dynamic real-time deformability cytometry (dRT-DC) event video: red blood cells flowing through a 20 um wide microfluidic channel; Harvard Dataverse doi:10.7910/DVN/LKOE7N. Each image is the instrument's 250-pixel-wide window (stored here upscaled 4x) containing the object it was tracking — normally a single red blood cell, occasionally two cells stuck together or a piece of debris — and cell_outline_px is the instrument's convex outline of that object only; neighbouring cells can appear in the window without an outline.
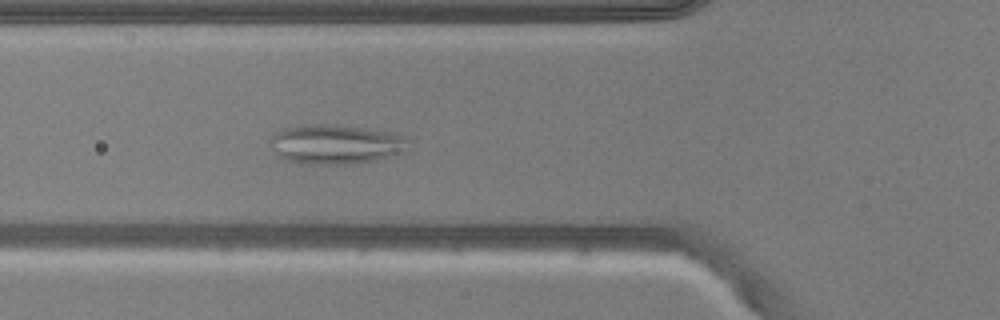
{"species": "common noctule bat (a hibernating species)", "species_latin": "Nyctalus noctula", "temperature_condition": "warm", "stored_images_in_passage": 47, "camera_frame_rate_fps": 3000, "um_per_image_px": 0.085, "animal": {"sex": "male", "body_mass_g": 20.5, "forearm_length_mm": 52.5}, "frame": {"image": 1, "passage_image": 14, "time_ms": 4.333, "image_size_px": [1000, 320], "cell_outline_px": [[408, 140], [404, 152], [376, 160], [348, 164], [316, 164], [288, 160], [280, 156], [268, 140], [276, 132], [284, 128], [316, 124], [336, 124], [396, 132], [408, 136]], "centroid_in_image_um": [28.61, 12.24], "position_along_channel_um": 97.2, "area_um2": 31.67}}
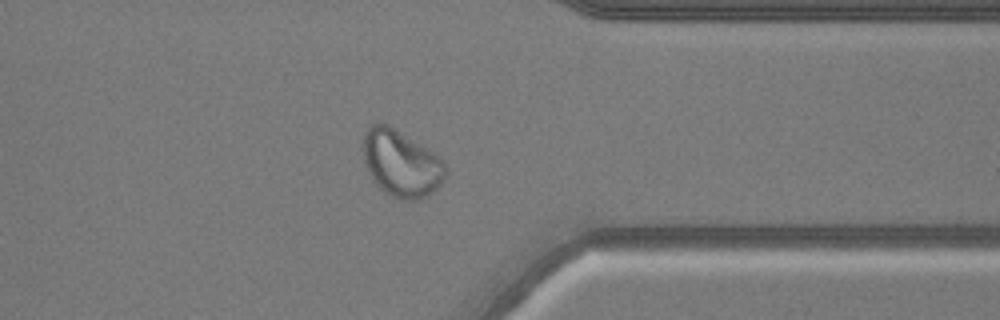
{"frame": {"image": 2, "passage_image": 36, "time_ms": 11.667, "image_size_px": [1000, 320], "cell_outline_px": [[448, 172], [444, 180], [428, 196], [416, 200], [400, 200], [384, 192], [372, 180], [368, 172], [364, 160], [364, 132], [368, 124], [388, 124], [420, 144], [444, 160], [448, 168]], "centroid_in_image_um": [34.12, 13.91], "position_along_channel_um": 377.3, "area_um2": 32.08}}
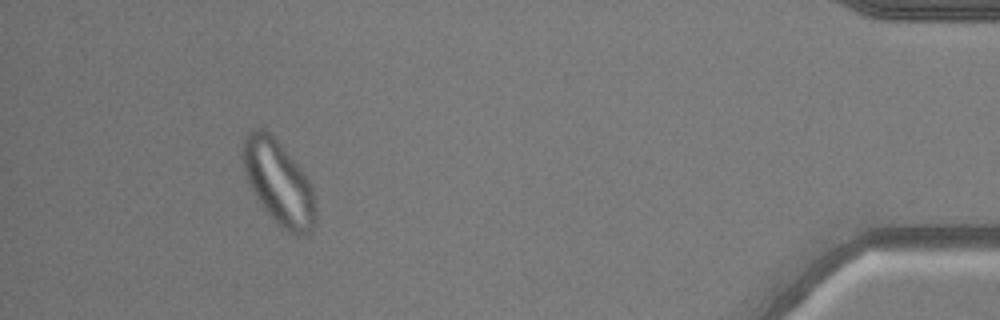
{"frame": {"image": 3, "passage_image": 43, "time_ms": 14.0, "image_size_px": [1000, 320], "cell_outline_px": [[316, 220], [312, 228], [304, 236], [296, 236], [288, 232], [264, 208], [256, 196], [248, 180], [244, 168], [244, 140], [248, 132], [260, 128], [264, 128], [276, 140], [300, 168], [308, 180], [312, 188], [316, 208]], "centroid_in_image_um": [23.72, 15.55], "position_along_channel_um": 411.5, "area_um2": 34.45}}